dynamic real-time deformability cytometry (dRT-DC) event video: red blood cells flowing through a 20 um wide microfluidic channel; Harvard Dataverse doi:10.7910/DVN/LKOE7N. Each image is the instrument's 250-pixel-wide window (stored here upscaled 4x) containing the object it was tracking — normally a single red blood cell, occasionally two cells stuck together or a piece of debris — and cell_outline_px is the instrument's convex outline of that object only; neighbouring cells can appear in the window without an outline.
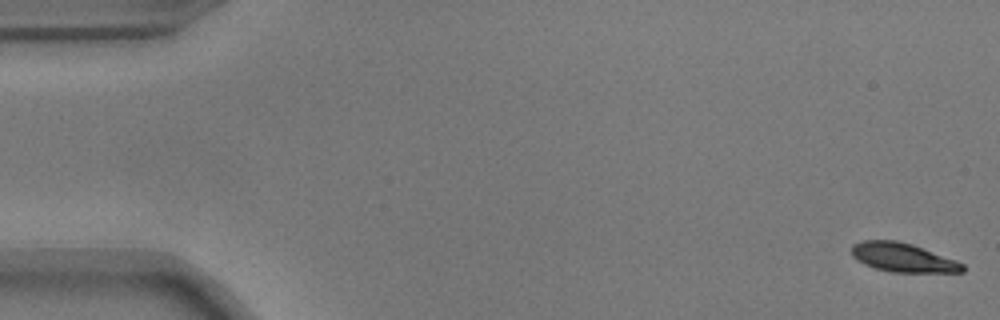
{"species": "common noctule bat (a hibernating species)", "species_latin": "Nyctalus noctula", "temperature_condition": "warm", "stored_images_in_passage": 55, "camera_frame_rate_fps": 3000, "um_per_image_px": 0.085, "animal": {"sex": "male", "body_mass_g": 17.9}, "frame": {"image": 1, "passage_image": 1, "time_ms": 0.0, "image_size_px": [1000, 320], "cell_outline_px": [[964, 272], [892, 272], [876, 268], [864, 264], [856, 260], [852, 256], [852, 244], [864, 240], [896, 240], [912, 244], [956, 260], [964, 264]], "centroid_in_image_um": [76.73, 21.88], "position_along_channel_um": 8.3, "area_um2": 18.67}}
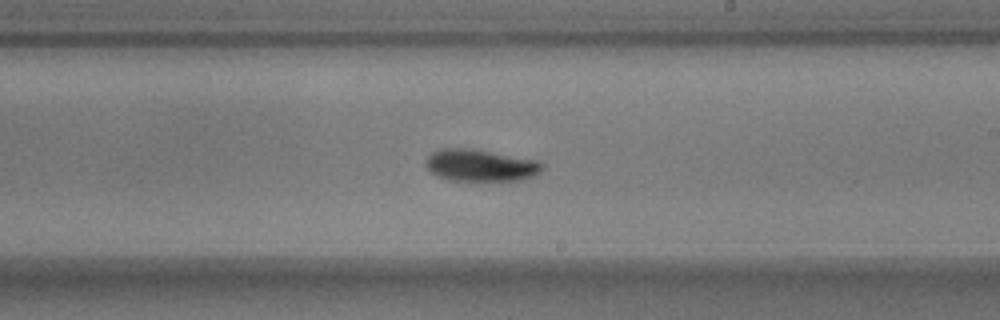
{"frame": {"image": 2, "passage_image": 32, "time_ms": 10.333, "image_size_px": [1000, 320], "cell_outline_px": [[544, 164], [540, 172], [524, 180], [448, 180], [432, 172], [424, 164], [424, 160], [432, 152], [440, 148], [472, 148], [540, 160]], "centroid_in_image_um": [40.86, 14.03], "position_along_channel_um": 248.1, "area_um2": 21.85}}
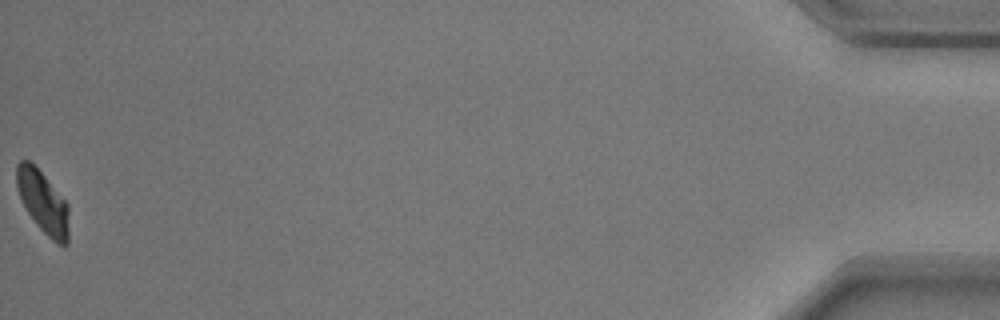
{"frame": {"image": 3, "passage_image": 55, "time_ms": 18.0, "image_size_px": [1000, 320], "cell_outline_px": [[68, 244], [64, 248], [52, 240], [36, 224], [28, 212], [20, 196], [16, 184], [16, 164], [20, 160], [28, 160], [44, 176], [68, 204]], "centroid_in_image_um": [3.66, 17.21], "position_along_channel_um": 431.5, "area_um2": 18.67}, "authors_computed_cell_mechanics": {"area_um2": 20.519, "velocity_mm_per_s": 3.6864, "shape_relaxation_time_tau1_ms": 2.3941, "shape_relaxation_time_tau2_ms": 6.7967, "deformation_change_tau1": 0.1097, "deformation_change_tau2": 0.0933}}